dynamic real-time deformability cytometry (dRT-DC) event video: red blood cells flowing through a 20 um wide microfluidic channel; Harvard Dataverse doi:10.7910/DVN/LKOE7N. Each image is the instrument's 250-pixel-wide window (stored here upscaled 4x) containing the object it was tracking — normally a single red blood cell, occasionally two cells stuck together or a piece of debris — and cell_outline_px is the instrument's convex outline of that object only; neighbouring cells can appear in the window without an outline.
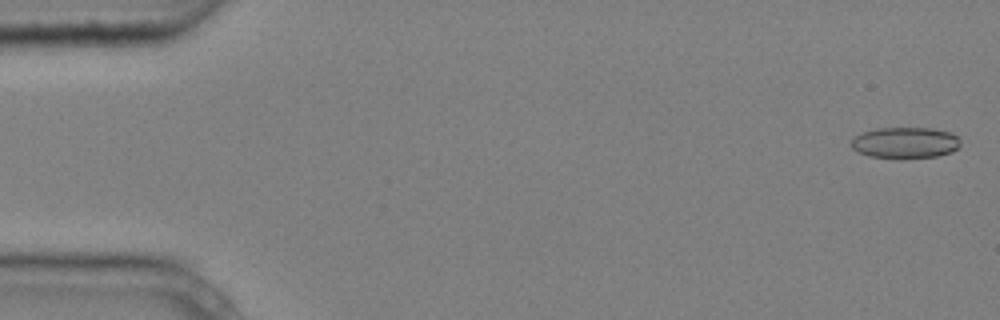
{"species": "common noctule bat (a hibernating species)", "species_latin": "Nyctalus noctula", "temperature_condition": "cold", "stored_images_in_passage": 4, "camera_frame_rate_fps": 3000, "um_per_image_px": 0.085, "animal": {"sex": "male", "body_mass_g": 20.4}, "frame": {"image": 1, "passage_image": 1, "time_ms": 0.0, "image_size_px": [1000, 320], "cell_outline_px": [[960, 144], [952, 152], [936, 156], [900, 160], [868, 156], [852, 148], [852, 136], [860, 132], [876, 128], [932, 128], [952, 132], [960, 140]], "centroid_in_image_um": [76.91, 12.14], "position_along_channel_um": 8.1, "area_um2": 20.35}}